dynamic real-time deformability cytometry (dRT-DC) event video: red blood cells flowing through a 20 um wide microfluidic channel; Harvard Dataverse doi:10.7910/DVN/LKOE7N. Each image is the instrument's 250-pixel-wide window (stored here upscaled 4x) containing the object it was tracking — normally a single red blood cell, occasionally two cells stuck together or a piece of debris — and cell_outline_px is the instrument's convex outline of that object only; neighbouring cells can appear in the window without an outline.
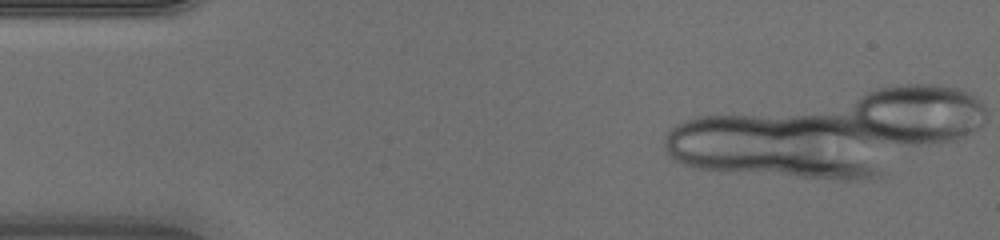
{"species": "human", "species_latin": "Homo sapiens", "temperature_condition": "warm", "stored_images_in_passage": 4, "camera_frame_rate_fps": 3000, "um_per_image_px": 0.085, "donor": {"sex": "male"}, "frame": {"image": 1, "passage_image": 1, "time_ms": 0.0, "image_size_px": [1000, 240], "cell_outline_px": [[952, 96], [936, 132], [928, 136], [776, 136], [680, 132], [680, 128], [688, 124], [704, 120], [884, 92], [916, 88], [944, 92]], "centroid_in_image_um": [71.49, 9.97], "position_along_channel_um": 13.5, "area_um2": 59.53}}